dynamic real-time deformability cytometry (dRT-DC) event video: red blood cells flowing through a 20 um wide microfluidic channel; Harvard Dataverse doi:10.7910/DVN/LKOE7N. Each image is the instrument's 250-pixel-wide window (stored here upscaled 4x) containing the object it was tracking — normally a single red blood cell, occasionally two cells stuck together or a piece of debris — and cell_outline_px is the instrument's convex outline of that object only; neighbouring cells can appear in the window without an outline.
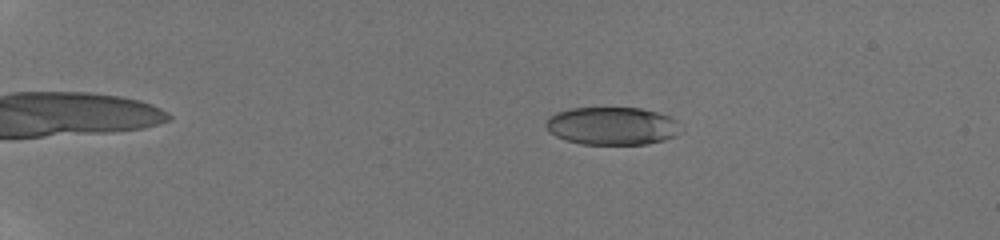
{"species": "human", "species_latin": "Homo sapiens", "temperature_condition": "room temperature", "stored_images_in_passage": 66, "camera_frame_rate_fps": 3000, "um_per_image_px": 0.085, "donor": {"sex": "male"}, "frame": {"image": 1, "passage_image": 22, "time_ms": 4.333, "image_size_px": [1000, 240], "cell_outline_px": [[680, 132], [676, 136], [664, 140], [648, 144], [580, 144], [564, 140], [548, 132], [544, 124], [556, 112], [572, 108], [640, 108], [672, 116], [676, 120]], "centroid_in_image_um": [52.02, 10.71], "position_along_channel_um": 33.0, "area_um2": 29.88}}
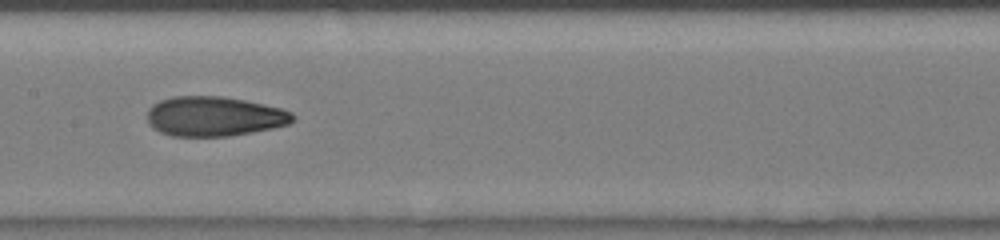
{"frame": {"image": 2, "passage_image": 49, "time_ms": 10.667, "image_size_px": [1000, 240], "cell_outline_px": [[296, 116], [288, 124], [272, 128], [252, 132], [228, 136], [172, 136], [160, 132], [152, 128], [148, 124], [148, 108], [152, 104], [160, 100], [172, 96], [224, 96], [264, 104], [280, 108], [292, 112]], "centroid_in_image_um": [18.18, 9.88], "position_along_channel_um": 189.2, "area_um2": 33.81}}
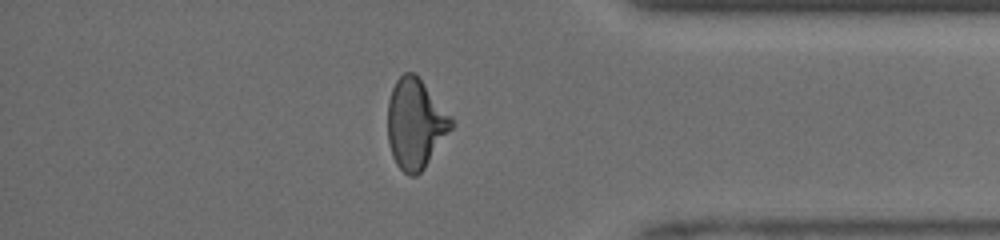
{"frame": {"image": 3, "passage_image": 60, "time_ms": 16.0, "image_size_px": [1000, 240], "cell_outline_px": [[452, 128], [424, 168], [416, 176], [408, 176], [396, 164], [392, 156], [388, 140], [388, 100], [392, 88], [396, 80], [404, 72], [412, 72], [420, 80], [452, 116]], "centroid_in_image_um": [35.29, 10.53], "position_along_channel_um": 399.9, "area_um2": 32.95}, "authors_computed_cell_mechanics": {"area_um2": 32.1368, "velocity_mm_per_s": 4.1774, "shape_relaxation_time_tau1_ms": 6.0035, "shape_relaxation_time_tau2_ms": 1.8542, "deformation_change_tau1": 0.1973, "deformation_change_tau2": 0.0907}}